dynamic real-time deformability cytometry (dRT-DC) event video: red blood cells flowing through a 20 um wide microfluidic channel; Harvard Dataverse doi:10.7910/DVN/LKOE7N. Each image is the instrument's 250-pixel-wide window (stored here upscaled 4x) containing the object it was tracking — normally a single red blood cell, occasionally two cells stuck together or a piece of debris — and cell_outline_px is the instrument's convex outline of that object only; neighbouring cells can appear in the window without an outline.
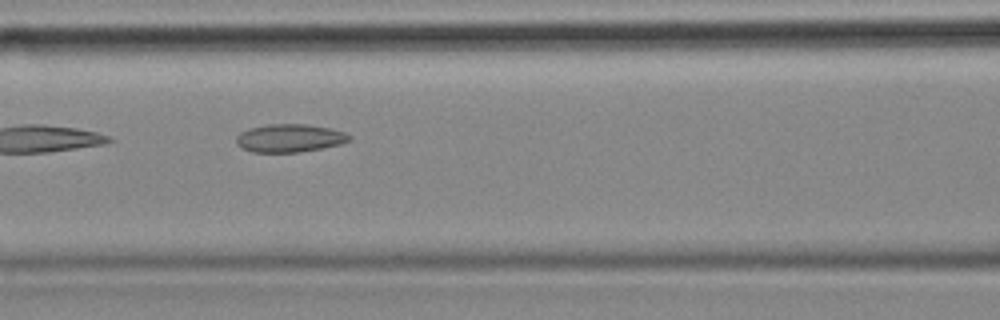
{"species": "common noctule bat (a hibernating species)", "species_latin": "Nyctalus noctula", "temperature_condition": "cold", "stored_images_in_passage": 5, "camera_frame_rate_fps": 3000, "um_per_image_px": 0.085, "animal": {"sex": "female", "body_mass_g": 18.4}, "frame": {"image": 1, "passage_image": 5, "time_ms": 1.333, "image_size_px": [1000, 320], "cell_outline_px": [[352, 136], [348, 140], [340, 144], [320, 148], [296, 152], [252, 152], [236, 144], [236, 136], [240, 132], [248, 128], [268, 124], [304, 124], [328, 128], [344, 132]], "centroid_in_image_um": [24.57, 11.73], "position_along_channel_um": 142.0, "area_um2": 18.26}}